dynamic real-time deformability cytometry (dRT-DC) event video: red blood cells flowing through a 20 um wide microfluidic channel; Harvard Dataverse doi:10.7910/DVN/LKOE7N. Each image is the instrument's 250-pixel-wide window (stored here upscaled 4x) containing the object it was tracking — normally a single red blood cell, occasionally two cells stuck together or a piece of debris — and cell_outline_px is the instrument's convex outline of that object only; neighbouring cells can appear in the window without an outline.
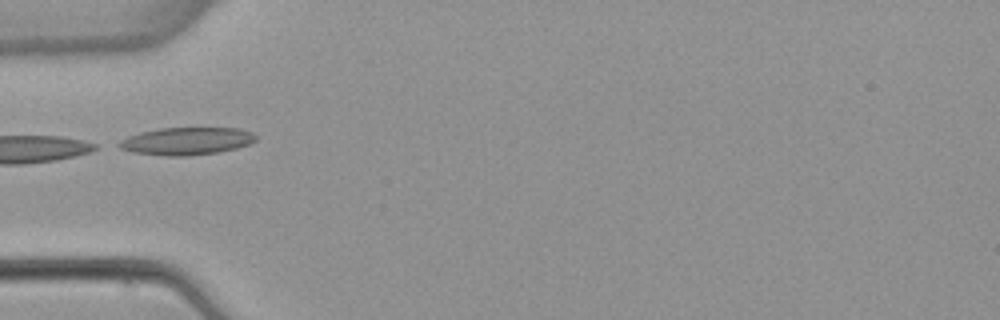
{"species": "common noctule bat (a hibernating species)", "species_latin": "Nyctalus noctula", "temperature_condition": "warm", "stored_images_in_passage": 3, "camera_frame_rate_fps": 3000, "um_per_image_px": 0.085, "animal": {"sex": "female", "body_mass_g": 22.7, "forearm_length_mm": 54.2}, "frame": {"image": 1, "passage_image": 3, "time_ms": 2.333, "image_size_px": [1000, 320], "cell_outline_px": [[256, 140], [248, 144], [236, 148], [216, 152], [188, 156], [168, 156], [132, 152], [120, 148], [112, 144], [128, 136], [140, 132], [160, 128], [240, 128], [252, 132], [256, 136]], "centroid_in_image_um": [15.8, 11.99], "position_along_channel_um": 69.2, "area_um2": 22.02}}